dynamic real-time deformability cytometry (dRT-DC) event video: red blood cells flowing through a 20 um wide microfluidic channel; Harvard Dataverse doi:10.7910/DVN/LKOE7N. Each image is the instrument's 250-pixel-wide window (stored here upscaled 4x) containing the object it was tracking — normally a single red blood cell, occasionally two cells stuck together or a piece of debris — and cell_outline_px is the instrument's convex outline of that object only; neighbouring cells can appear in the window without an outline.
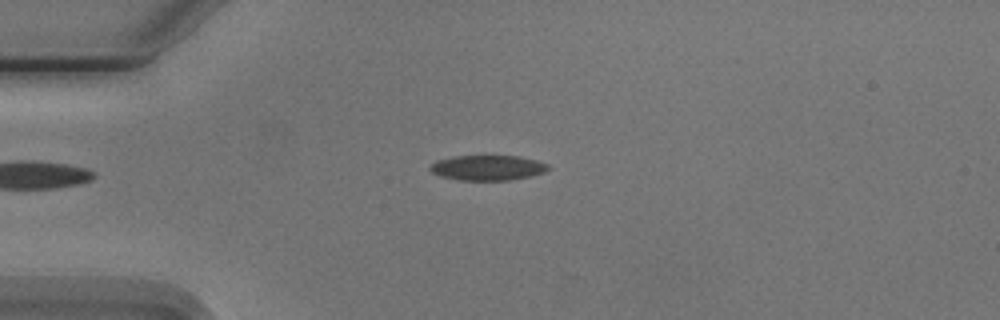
{"species": "Egyptian fruit bat (a non-hibernating species)", "species_latin": "Rousettus aegyptiacus", "temperature_condition": "cold", "stored_images_in_passage": 9, "camera_frame_rate_fps": 3000, "um_per_image_px": 0.085, "animal": {"sex": "male"}, "frame": {"image": 1, "passage_image": 3, "time_ms": 2.333, "image_size_px": [1000, 320], "cell_outline_px": [[548, 168], [544, 172], [528, 176], [508, 180], [460, 180], [440, 176], [432, 172], [428, 168], [436, 160], [452, 156], [520, 156], [536, 160], [548, 164]], "centroid_in_image_um": [41.41, 14.25], "position_along_channel_um": 43.6, "area_um2": 17.17}}
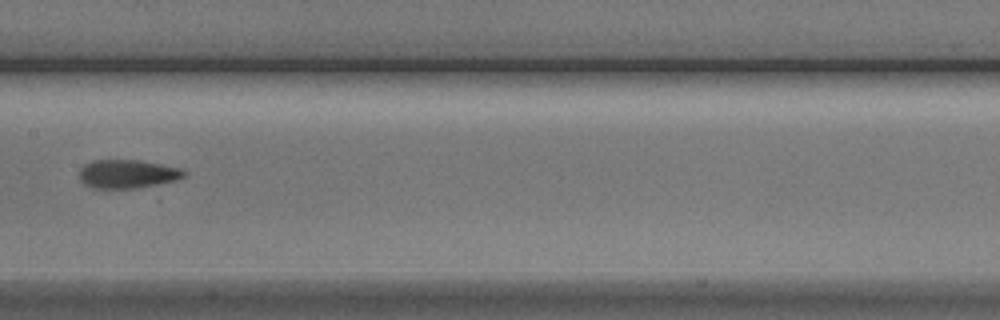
{"frame": {"image": 2, "passage_image": 7, "time_ms": 7.0, "image_size_px": [1000, 320], "cell_outline_px": [[188, 172], [184, 176], [176, 180], [160, 184], [136, 188], [96, 188], [84, 184], [80, 180], [80, 168], [84, 164], [92, 160], [140, 160], [180, 168]], "centroid_in_image_um": [10.84, 14.78], "position_along_channel_um": 196.6, "area_um2": 17.46}}
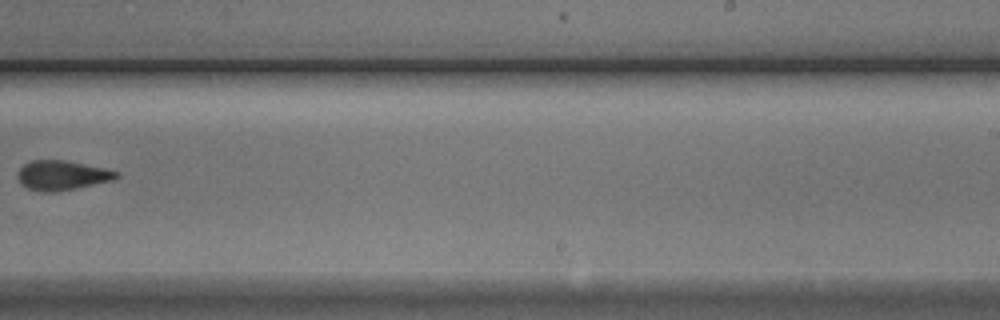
{"frame": {"image": 3, "passage_image": 9, "time_ms": 9.333, "image_size_px": [1000, 320], "cell_outline_px": [[120, 176], [116, 180], [56, 192], [40, 192], [28, 188], [20, 184], [16, 176], [16, 172], [24, 164], [32, 160], [64, 160], [104, 168], [120, 172]], "centroid_in_image_um": [5.27, 14.91], "position_along_channel_um": 283.7, "area_um2": 17.28}}